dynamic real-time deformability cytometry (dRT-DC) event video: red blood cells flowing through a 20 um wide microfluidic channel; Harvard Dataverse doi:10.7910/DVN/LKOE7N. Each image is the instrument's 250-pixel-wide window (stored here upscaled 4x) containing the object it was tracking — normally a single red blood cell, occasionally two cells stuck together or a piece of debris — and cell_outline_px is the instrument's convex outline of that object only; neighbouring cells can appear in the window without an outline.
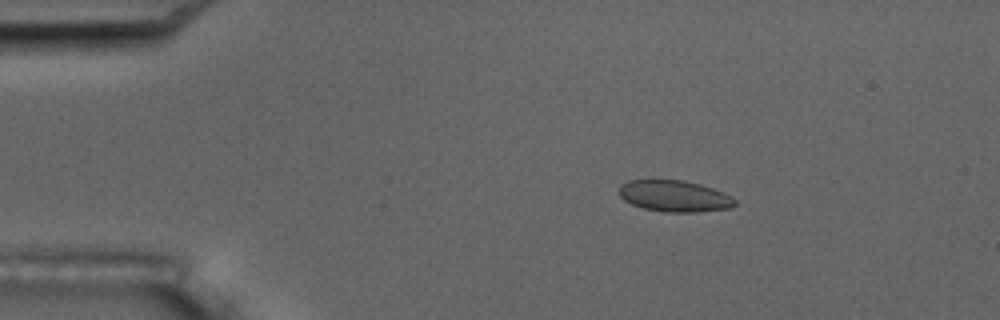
{"species": "common noctule bat (a hibernating species)", "species_latin": "Nyctalus noctula", "temperature_condition": "room temperature", "stored_images_in_passage": 5, "camera_frame_rate_fps": 3000, "um_per_image_px": 0.085, "animal": {"sex": "male", "body_mass_g": 17.5, "forearm_length_mm": 52.3}, "frame": {"image": 1, "passage_image": 2, "time_ms": 1.0, "image_size_px": [1000, 320], "cell_outline_px": [[736, 204], [728, 208], [696, 212], [664, 212], [644, 208], [632, 204], [624, 200], [620, 196], [620, 184], [628, 180], [684, 180], [700, 184], [712, 188], [732, 196], [736, 200]], "centroid_in_image_um": [57.32, 16.66], "position_along_channel_um": 27.7, "area_um2": 21.1}}